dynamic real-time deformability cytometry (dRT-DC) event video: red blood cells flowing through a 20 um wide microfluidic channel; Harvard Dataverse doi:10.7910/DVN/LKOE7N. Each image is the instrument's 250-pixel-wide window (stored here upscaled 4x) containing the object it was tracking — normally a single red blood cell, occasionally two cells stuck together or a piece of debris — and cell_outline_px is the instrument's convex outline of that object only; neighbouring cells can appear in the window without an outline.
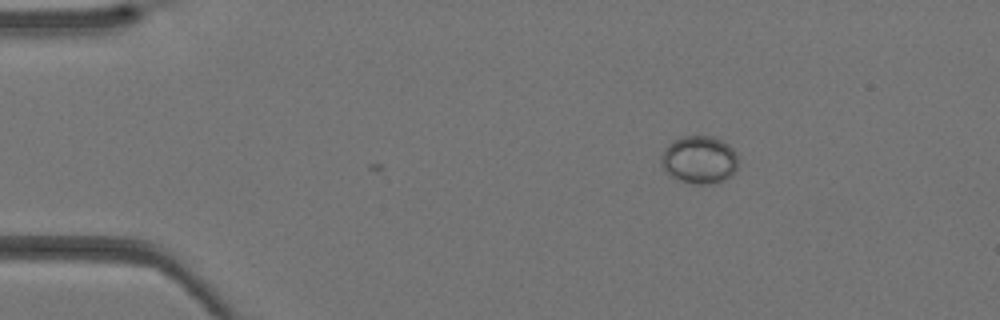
{"species": "Egyptian fruit bat (a non-hibernating species)", "species_latin": "Rousettus aegyptiacus", "temperature_condition": "warm", "stored_images_in_passage": 2, "camera_frame_rate_fps": 3000, "um_per_image_px": 0.085, "animal": {"sex": "female"}, "frame": {"image": 1, "passage_image": 1, "time_ms": 0.0, "image_size_px": [1000, 320], "cell_outline_px": [[736, 172], [732, 176], [724, 180], [708, 184], [692, 184], [680, 180], [672, 176], [660, 164], [660, 156], [664, 148], [668, 144], [684, 136], [712, 136], [728, 144], [736, 152]], "centroid_in_image_um": [59.44, 13.58], "position_along_channel_um": 25.6, "area_um2": 21.39}}